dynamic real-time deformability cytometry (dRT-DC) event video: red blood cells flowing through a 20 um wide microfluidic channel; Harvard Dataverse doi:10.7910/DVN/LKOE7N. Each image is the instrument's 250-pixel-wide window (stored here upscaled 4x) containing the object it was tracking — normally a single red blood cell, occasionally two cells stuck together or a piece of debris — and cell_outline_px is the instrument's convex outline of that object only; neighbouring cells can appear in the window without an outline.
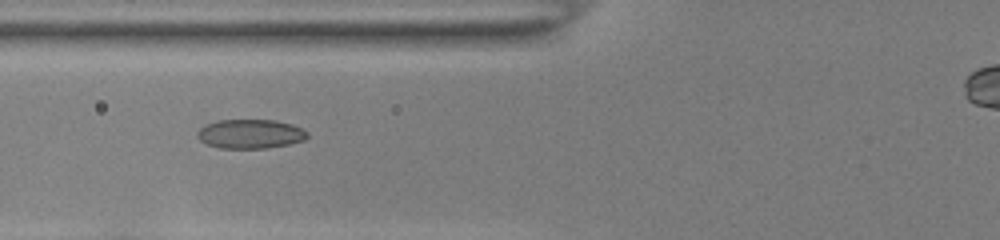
{"species": "common noctule bat (a hibernating species)", "species_latin": "Nyctalus noctula", "temperature_condition": "room temperature", "stored_images_in_passage": 36, "camera_frame_rate_fps": 3000, "um_per_image_px": 0.085, "animal": {"sex": "female", "body_mass_g": 22.0, "forearm_length_mm": 56.7}, "frame": {"image": 1, "passage_image": 6, "time_ms": 1.667, "image_size_px": [1000, 240], "cell_outline_px": [[308, 136], [304, 140], [288, 144], [268, 148], [220, 148], [208, 144], [200, 140], [196, 136], [196, 132], [204, 124], [216, 120], [276, 120], [292, 124], [308, 132]], "centroid_in_image_um": [21.25, 11.37], "position_along_channel_um": 104.5, "area_um2": 18.79}}
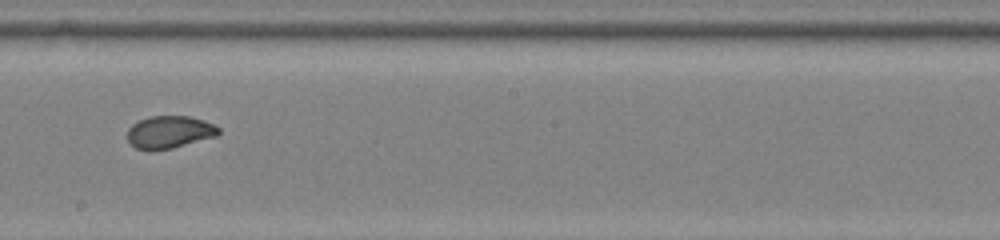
{"frame": {"image": 2, "passage_image": 16, "time_ms": 5.0, "image_size_px": [1000, 240], "cell_outline_px": [[220, 132], [216, 136], [172, 148], [136, 148], [128, 140], [128, 128], [132, 124], [148, 116], [188, 116], [204, 120], [220, 128]], "centroid_in_image_um": [14.42, 11.19], "position_along_channel_um": 233.8, "area_um2": 16.82}}
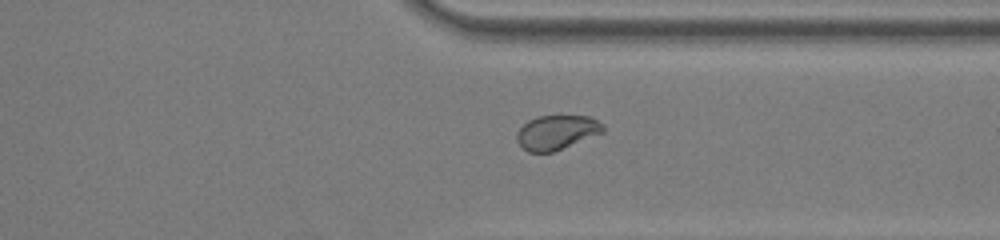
{"frame": {"image": 3, "passage_image": 26, "time_ms": 8.333, "image_size_px": [1000, 240], "cell_outline_px": [[604, 132], [552, 152], [528, 152], [516, 140], [516, 132], [528, 120], [536, 116], [588, 116], [604, 124]], "centroid_in_image_um": [47.3, 11.24], "position_along_channel_um": 364.1, "area_um2": 17.17}}